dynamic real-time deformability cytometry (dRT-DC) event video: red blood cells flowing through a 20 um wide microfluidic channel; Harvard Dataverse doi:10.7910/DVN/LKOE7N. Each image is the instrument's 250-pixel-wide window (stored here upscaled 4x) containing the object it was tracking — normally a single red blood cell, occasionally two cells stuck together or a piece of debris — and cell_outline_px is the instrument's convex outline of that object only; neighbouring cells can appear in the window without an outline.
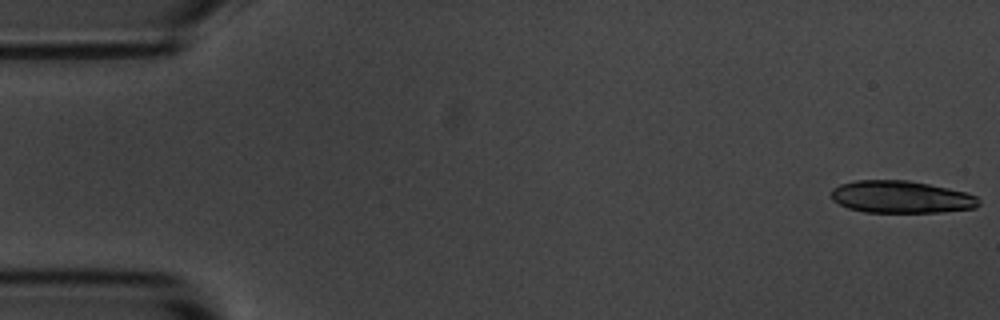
{"species": "common noctule bat (a hibernating species)", "species_latin": "Nyctalus noctula", "temperature_condition": "room temperature", "stored_images_in_passage": 7, "camera_frame_rate_fps": 3000, "um_per_image_px": 0.085, "animal": {"sex": "male", "body_mass_g": 20.1, "forearm_length_mm": 53.5}, "frame": {"image": 1, "passage_image": 1, "time_ms": 0.0, "image_size_px": [1000, 320], "cell_outline_px": [[980, 204], [976, 208], [940, 212], [864, 212], [848, 208], [832, 200], [832, 188], [840, 184], [856, 180], [908, 180], [968, 192], [976, 196], [980, 200]], "centroid_in_image_um": [76.61, 16.74], "position_along_channel_um": 8.4, "area_um2": 27.86}}
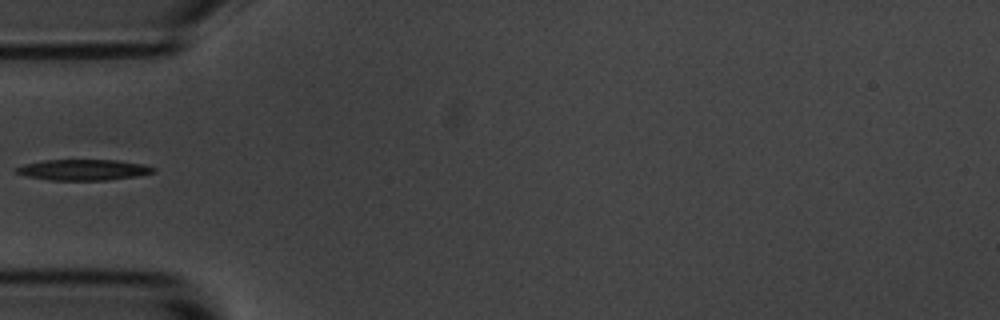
{"frame": {"image": 2, "passage_image": 6, "time_ms": 5.667, "image_size_px": [1000, 320], "cell_outline_px": [[156, 172], [136, 176], [108, 180], [52, 180], [28, 176], [16, 172], [16, 168], [24, 164], [44, 160], [116, 160], [144, 164], [156, 168]], "centroid_in_image_um": [7.14, 14.43], "position_along_channel_um": 77.9, "area_um2": 16.53}}